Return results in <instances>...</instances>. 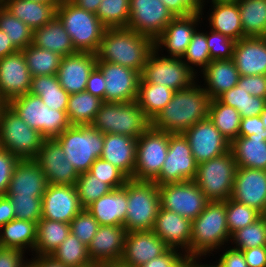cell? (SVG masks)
Here are the masks:
<instances>
[{
  "label": "cell",
  "instance_id": "cell-61",
  "mask_svg": "<svg viewBox=\"0 0 266 267\" xmlns=\"http://www.w3.org/2000/svg\"><path fill=\"white\" fill-rule=\"evenodd\" d=\"M252 134L262 136L266 141V129L259 115L241 119L238 136L248 137Z\"/></svg>",
  "mask_w": 266,
  "mask_h": 267
},
{
  "label": "cell",
  "instance_id": "cell-52",
  "mask_svg": "<svg viewBox=\"0 0 266 267\" xmlns=\"http://www.w3.org/2000/svg\"><path fill=\"white\" fill-rule=\"evenodd\" d=\"M14 207L15 218L38 222L42 218V198L7 196Z\"/></svg>",
  "mask_w": 266,
  "mask_h": 267
},
{
  "label": "cell",
  "instance_id": "cell-73",
  "mask_svg": "<svg viewBox=\"0 0 266 267\" xmlns=\"http://www.w3.org/2000/svg\"><path fill=\"white\" fill-rule=\"evenodd\" d=\"M34 1L56 4L58 6L61 4L63 0H34Z\"/></svg>",
  "mask_w": 266,
  "mask_h": 267
},
{
  "label": "cell",
  "instance_id": "cell-65",
  "mask_svg": "<svg viewBox=\"0 0 266 267\" xmlns=\"http://www.w3.org/2000/svg\"><path fill=\"white\" fill-rule=\"evenodd\" d=\"M161 2L175 17L194 14L181 0H161Z\"/></svg>",
  "mask_w": 266,
  "mask_h": 267
},
{
  "label": "cell",
  "instance_id": "cell-66",
  "mask_svg": "<svg viewBox=\"0 0 266 267\" xmlns=\"http://www.w3.org/2000/svg\"><path fill=\"white\" fill-rule=\"evenodd\" d=\"M17 51L18 49L10 41L7 34L0 29V59Z\"/></svg>",
  "mask_w": 266,
  "mask_h": 267
},
{
  "label": "cell",
  "instance_id": "cell-71",
  "mask_svg": "<svg viewBox=\"0 0 266 267\" xmlns=\"http://www.w3.org/2000/svg\"><path fill=\"white\" fill-rule=\"evenodd\" d=\"M46 267H66L61 263L56 262L52 257L46 256Z\"/></svg>",
  "mask_w": 266,
  "mask_h": 267
},
{
  "label": "cell",
  "instance_id": "cell-69",
  "mask_svg": "<svg viewBox=\"0 0 266 267\" xmlns=\"http://www.w3.org/2000/svg\"><path fill=\"white\" fill-rule=\"evenodd\" d=\"M205 259L206 257H190L188 267H219L215 261L211 263L209 260V263H205Z\"/></svg>",
  "mask_w": 266,
  "mask_h": 267
},
{
  "label": "cell",
  "instance_id": "cell-75",
  "mask_svg": "<svg viewBox=\"0 0 266 267\" xmlns=\"http://www.w3.org/2000/svg\"><path fill=\"white\" fill-rule=\"evenodd\" d=\"M96 267H120L118 265H109V266H96Z\"/></svg>",
  "mask_w": 266,
  "mask_h": 267
},
{
  "label": "cell",
  "instance_id": "cell-17",
  "mask_svg": "<svg viewBox=\"0 0 266 267\" xmlns=\"http://www.w3.org/2000/svg\"><path fill=\"white\" fill-rule=\"evenodd\" d=\"M203 21L201 13L174 17L154 40L155 50L165 57L182 58L193 33L201 27ZM164 51L167 54H162Z\"/></svg>",
  "mask_w": 266,
  "mask_h": 267
},
{
  "label": "cell",
  "instance_id": "cell-56",
  "mask_svg": "<svg viewBox=\"0 0 266 267\" xmlns=\"http://www.w3.org/2000/svg\"><path fill=\"white\" fill-rule=\"evenodd\" d=\"M189 259L186 254L173 248H169L161 256L148 261L141 267H188Z\"/></svg>",
  "mask_w": 266,
  "mask_h": 267
},
{
  "label": "cell",
  "instance_id": "cell-21",
  "mask_svg": "<svg viewBox=\"0 0 266 267\" xmlns=\"http://www.w3.org/2000/svg\"><path fill=\"white\" fill-rule=\"evenodd\" d=\"M124 226L100 225L87 246L89 259L96 266L118 265L126 236Z\"/></svg>",
  "mask_w": 266,
  "mask_h": 267
},
{
  "label": "cell",
  "instance_id": "cell-64",
  "mask_svg": "<svg viewBox=\"0 0 266 267\" xmlns=\"http://www.w3.org/2000/svg\"><path fill=\"white\" fill-rule=\"evenodd\" d=\"M15 218L14 207L6 195H0V228Z\"/></svg>",
  "mask_w": 266,
  "mask_h": 267
},
{
  "label": "cell",
  "instance_id": "cell-40",
  "mask_svg": "<svg viewBox=\"0 0 266 267\" xmlns=\"http://www.w3.org/2000/svg\"><path fill=\"white\" fill-rule=\"evenodd\" d=\"M103 102L86 90L70 94L66 109L70 125H91Z\"/></svg>",
  "mask_w": 266,
  "mask_h": 267
},
{
  "label": "cell",
  "instance_id": "cell-74",
  "mask_svg": "<svg viewBox=\"0 0 266 267\" xmlns=\"http://www.w3.org/2000/svg\"><path fill=\"white\" fill-rule=\"evenodd\" d=\"M259 116L263 122L264 128L266 129V107L264 108V110L261 112Z\"/></svg>",
  "mask_w": 266,
  "mask_h": 267
},
{
  "label": "cell",
  "instance_id": "cell-16",
  "mask_svg": "<svg viewBox=\"0 0 266 267\" xmlns=\"http://www.w3.org/2000/svg\"><path fill=\"white\" fill-rule=\"evenodd\" d=\"M182 134L187 139L197 164L230 151V141L221 134L208 117Z\"/></svg>",
  "mask_w": 266,
  "mask_h": 267
},
{
  "label": "cell",
  "instance_id": "cell-59",
  "mask_svg": "<svg viewBox=\"0 0 266 267\" xmlns=\"http://www.w3.org/2000/svg\"><path fill=\"white\" fill-rule=\"evenodd\" d=\"M219 252L222 253L219 255V259L216 258L215 261L219 267H248L242 251L226 246L216 251L215 254H219Z\"/></svg>",
  "mask_w": 266,
  "mask_h": 267
},
{
  "label": "cell",
  "instance_id": "cell-24",
  "mask_svg": "<svg viewBox=\"0 0 266 267\" xmlns=\"http://www.w3.org/2000/svg\"><path fill=\"white\" fill-rule=\"evenodd\" d=\"M231 199L266 213V170L238 167Z\"/></svg>",
  "mask_w": 266,
  "mask_h": 267
},
{
  "label": "cell",
  "instance_id": "cell-4",
  "mask_svg": "<svg viewBox=\"0 0 266 267\" xmlns=\"http://www.w3.org/2000/svg\"><path fill=\"white\" fill-rule=\"evenodd\" d=\"M56 17L71 37L77 52L96 54L107 28L94 13L80 8L71 0H63L56 8Z\"/></svg>",
  "mask_w": 266,
  "mask_h": 267
},
{
  "label": "cell",
  "instance_id": "cell-23",
  "mask_svg": "<svg viewBox=\"0 0 266 267\" xmlns=\"http://www.w3.org/2000/svg\"><path fill=\"white\" fill-rule=\"evenodd\" d=\"M83 209L75 185H47L42 197V218L69 224Z\"/></svg>",
  "mask_w": 266,
  "mask_h": 267
},
{
  "label": "cell",
  "instance_id": "cell-13",
  "mask_svg": "<svg viewBox=\"0 0 266 267\" xmlns=\"http://www.w3.org/2000/svg\"><path fill=\"white\" fill-rule=\"evenodd\" d=\"M197 165L184 135L169 133L168 153L160 174L153 181L165 185L194 180Z\"/></svg>",
  "mask_w": 266,
  "mask_h": 267
},
{
  "label": "cell",
  "instance_id": "cell-19",
  "mask_svg": "<svg viewBox=\"0 0 266 267\" xmlns=\"http://www.w3.org/2000/svg\"><path fill=\"white\" fill-rule=\"evenodd\" d=\"M46 176L48 184L75 185L79 174L66 159L65 152L55 139H44L34 159Z\"/></svg>",
  "mask_w": 266,
  "mask_h": 267
},
{
  "label": "cell",
  "instance_id": "cell-30",
  "mask_svg": "<svg viewBox=\"0 0 266 267\" xmlns=\"http://www.w3.org/2000/svg\"><path fill=\"white\" fill-rule=\"evenodd\" d=\"M99 225L123 226L127 215V181L100 197L86 208Z\"/></svg>",
  "mask_w": 266,
  "mask_h": 267
},
{
  "label": "cell",
  "instance_id": "cell-10",
  "mask_svg": "<svg viewBox=\"0 0 266 267\" xmlns=\"http://www.w3.org/2000/svg\"><path fill=\"white\" fill-rule=\"evenodd\" d=\"M237 163L231 150L197 165L194 182L209 201H227L231 197Z\"/></svg>",
  "mask_w": 266,
  "mask_h": 267
},
{
  "label": "cell",
  "instance_id": "cell-25",
  "mask_svg": "<svg viewBox=\"0 0 266 267\" xmlns=\"http://www.w3.org/2000/svg\"><path fill=\"white\" fill-rule=\"evenodd\" d=\"M96 66V54L77 52L61 58L56 75L68 94L79 93L86 90L88 78Z\"/></svg>",
  "mask_w": 266,
  "mask_h": 267
},
{
  "label": "cell",
  "instance_id": "cell-55",
  "mask_svg": "<svg viewBox=\"0 0 266 267\" xmlns=\"http://www.w3.org/2000/svg\"><path fill=\"white\" fill-rule=\"evenodd\" d=\"M235 42L233 39L210 28L207 31V45L211 60H231Z\"/></svg>",
  "mask_w": 266,
  "mask_h": 267
},
{
  "label": "cell",
  "instance_id": "cell-35",
  "mask_svg": "<svg viewBox=\"0 0 266 267\" xmlns=\"http://www.w3.org/2000/svg\"><path fill=\"white\" fill-rule=\"evenodd\" d=\"M230 150L237 167L266 170V141L262 136H238L231 142Z\"/></svg>",
  "mask_w": 266,
  "mask_h": 267
},
{
  "label": "cell",
  "instance_id": "cell-70",
  "mask_svg": "<svg viewBox=\"0 0 266 267\" xmlns=\"http://www.w3.org/2000/svg\"><path fill=\"white\" fill-rule=\"evenodd\" d=\"M25 267H46V256H33Z\"/></svg>",
  "mask_w": 266,
  "mask_h": 267
},
{
  "label": "cell",
  "instance_id": "cell-14",
  "mask_svg": "<svg viewBox=\"0 0 266 267\" xmlns=\"http://www.w3.org/2000/svg\"><path fill=\"white\" fill-rule=\"evenodd\" d=\"M161 208L193 221L209 200L193 181L158 185Z\"/></svg>",
  "mask_w": 266,
  "mask_h": 267
},
{
  "label": "cell",
  "instance_id": "cell-49",
  "mask_svg": "<svg viewBox=\"0 0 266 267\" xmlns=\"http://www.w3.org/2000/svg\"><path fill=\"white\" fill-rule=\"evenodd\" d=\"M0 29L7 34L18 50L25 49L32 44L33 31L2 5H0Z\"/></svg>",
  "mask_w": 266,
  "mask_h": 267
},
{
  "label": "cell",
  "instance_id": "cell-50",
  "mask_svg": "<svg viewBox=\"0 0 266 267\" xmlns=\"http://www.w3.org/2000/svg\"><path fill=\"white\" fill-rule=\"evenodd\" d=\"M75 187L80 204L84 209L112 190L107 183L99 180L89 171L79 174Z\"/></svg>",
  "mask_w": 266,
  "mask_h": 267
},
{
  "label": "cell",
  "instance_id": "cell-72",
  "mask_svg": "<svg viewBox=\"0 0 266 267\" xmlns=\"http://www.w3.org/2000/svg\"><path fill=\"white\" fill-rule=\"evenodd\" d=\"M240 0H204V5L209 2L210 5H213V4H218V3H237L239 2Z\"/></svg>",
  "mask_w": 266,
  "mask_h": 267
},
{
  "label": "cell",
  "instance_id": "cell-67",
  "mask_svg": "<svg viewBox=\"0 0 266 267\" xmlns=\"http://www.w3.org/2000/svg\"><path fill=\"white\" fill-rule=\"evenodd\" d=\"M75 5L80 8L96 14L98 7L102 0H71Z\"/></svg>",
  "mask_w": 266,
  "mask_h": 267
},
{
  "label": "cell",
  "instance_id": "cell-37",
  "mask_svg": "<svg viewBox=\"0 0 266 267\" xmlns=\"http://www.w3.org/2000/svg\"><path fill=\"white\" fill-rule=\"evenodd\" d=\"M70 234V224L41 218L32 256H50ZM34 254V255H33Z\"/></svg>",
  "mask_w": 266,
  "mask_h": 267
},
{
  "label": "cell",
  "instance_id": "cell-53",
  "mask_svg": "<svg viewBox=\"0 0 266 267\" xmlns=\"http://www.w3.org/2000/svg\"><path fill=\"white\" fill-rule=\"evenodd\" d=\"M69 224L70 232L86 246L90 244L100 226L98 221L87 209L79 212Z\"/></svg>",
  "mask_w": 266,
  "mask_h": 267
},
{
  "label": "cell",
  "instance_id": "cell-32",
  "mask_svg": "<svg viewBox=\"0 0 266 267\" xmlns=\"http://www.w3.org/2000/svg\"><path fill=\"white\" fill-rule=\"evenodd\" d=\"M1 5L32 31L43 27L56 16V4L34 0H2Z\"/></svg>",
  "mask_w": 266,
  "mask_h": 267
},
{
  "label": "cell",
  "instance_id": "cell-68",
  "mask_svg": "<svg viewBox=\"0 0 266 267\" xmlns=\"http://www.w3.org/2000/svg\"><path fill=\"white\" fill-rule=\"evenodd\" d=\"M193 13L204 15L206 11L204 0H181ZM205 10V11H204Z\"/></svg>",
  "mask_w": 266,
  "mask_h": 267
},
{
  "label": "cell",
  "instance_id": "cell-63",
  "mask_svg": "<svg viewBox=\"0 0 266 267\" xmlns=\"http://www.w3.org/2000/svg\"><path fill=\"white\" fill-rule=\"evenodd\" d=\"M242 253L248 267H266V246L246 249Z\"/></svg>",
  "mask_w": 266,
  "mask_h": 267
},
{
  "label": "cell",
  "instance_id": "cell-48",
  "mask_svg": "<svg viewBox=\"0 0 266 267\" xmlns=\"http://www.w3.org/2000/svg\"><path fill=\"white\" fill-rule=\"evenodd\" d=\"M95 15L106 28L127 27L130 0H102Z\"/></svg>",
  "mask_w": 266,
  "mask_h": 267
},
{
  "label": "cell",
  "instance_id": "cell-45",
  "mask_svg": "<svg viewBox=\"0 0 266 267\" xmlns=\"http://www.w3.org/2000/svg\"><path fill=\"white\" fill-rule=\"evenodd\" d=\"M217 99L238 110L242 118L258 116L266 107V98L252 96L237 85L224 92Z\"/></svg>",
  "mask_w": 266,
  "mask_h": 267
},
{
  "label": "cell",
  "instance_id": "cell-47",
  "mask_svg": "<svg viewBox=\"0 0 266 267\" xmlns=\"http://www.w3.org/2000/svg\"><path fill=\"white\" fill-rule=\"evenodd\" d=\"M231 248L243 251L258 246H266V219L262 215L254 223L235 231L231 235ZM234 245V246H232Z\"/></svg>",
  "mask_w": 266,
  "mask_h": 267
},
{
  "label": "cell",
  "instance_id": "cell-44",
  "mask_svg": "<svg viewBox=\"0 0 266 267\" xmlns=\"http://www.w3.org/2000/svg\"><path fill=\"white\" fill-rule=\"evenodd\" d=\"M50 257L66 267H95L89 259L87 246L71 232Z\"/></svg>",
  "mask_w": 266,
  "mask_h": 267
},
{
  "label": "cell",
  "instance_id": "cell-6",
  "mask_svg": "<svg viewBox=\"0 0 266 267\" xmlns=\"http://www.w3.org/2000/svg\"><path fill=\"white\" fill-rule=\"evenodd\" d=\"M55 139L78 174L88 172L103 152L104 134L92 125H70Z\"/></svg>",
  "mask_w": 266,
  "mask_h": 267
},
{
  "label": "cell",
  "instance_id": "cell-28",
  "mask_svg": "<svg viewBox=\"0 0 266 267\" xmlns=\"http://www.w3.org/2000/svg\"><path fill=\"white\" fill-rule=\"evenodd\" d=\"M232 60L240 76L266 75V37L236 41Z\"/></svg>",
  "mask_w": 266,
  "mask_h": 267
},
{
  "label": "cell",
  "instance_id": "cell-29",
  "mask_svg": "<svg viewBox=\"0 0 266 267\" xmlns=\"http://www.w3.org/2000/svg\"><path fill=\"white\" fill-rule=\"evenodd\" d=\"M137 139L121 134H104L101 159L110 162L128 179H132L136 164Z\"/></svg>",
  "mask_w": 266,
  "mask_h": 267
},
{
  "label": "cell",
  "instance_id": "cell-1",
  "mask_svg": "<svg viewBox=\"0 0 266 267\" xmlns=\"http://www.w3.org/2000/svg\"><path fill=\"white\" fill-rule=\"evenodd\" d=\"M196 81L186 89L175 91L171 101L151 121L155 130L171 134L183 133L208 117L210 97Z\"/></svg>",
  "mask_w": 266,
  "mask_h": 267
},
{
  "label": "cell",
  "instance_id": "cell-39",
  "mask_svg": "<svg viewBox=\"0 0 266 267\" xmlns=\"http://www.w3.org/2000/svg\"><path fill=\"white\" fill-rule=\"evenodd\" d=\"M174 92L162 84H150L140 78L136 101L145 117L151 122L171 101Z\"/></svg>",
  "mask_w": 266,
  "mask_h": 267
},
{
  "label": "cell",
  "instance_id": "cell-20",
  "mask_svg": "<svg viewBox=\"0 0 266 267\" xmlns=\"http://www.w3.org/2000/svg\"><path fill=\"white\" fill-rule=\"evenodd\" d=\"M31 74L21 50L0 59V102L29 93Z\"/></svg>",
  "mask_w": 266,
  "mask_h": 267
},
{
  "label": "cell",
  "instance_id": "cell-31",
  "mask_svg": "<svg viewBox=\"0 0 266 267\" xmlns=\"http://www.w3.org/2000/svg\"><path fill=\"white\" fill-rule=\"evenodd\" d=\"M200 84L210 99H217L224 92L237 85L240 74L233 60H212L200 73ZM204 81V82H203ZM203 82V83H202Z\"/></svg>",
  "mask_w": 266,
  "mask_h": 267
},
{
  "label": "cell",
  "instance_id": "cell-62",
  "mask_svg": "<svg viewBox=\"0 0 266 267\" xmlns=\"http://www.w3.org/2000/svg\"><path fill=\"white\" fill-rule=\"evenodd\" d=\"M105 87L104 75L96 66L88 78L86 91L105 102Z\"/></svg>",
  "mask_w": 266,
  "mask_h": 267
},
{
  "label": "cell",
  "instance_id": "cell-57",
  "mask_svg": "<svg viewBox=\"0 0 266 267\" xmlns=\"http://www.w3.org/2000/svg\"><path fill=\"white\" fill-rule=\"evenodd\" d=\"M19 159L9 151L0 148V195H6L15 165Z\"/></svg>",
  "mask_w": 266,
  "mask_h": 267
},
{
  "label": "cell",
  "instance_id": "cell-36",
  "mask_svg": "<svg viewBox=\"0 0 266 267\" xmlns=\"http://www.w3.org/2000/svg\"><path fill=\"white\" fill-rule=\"evenodd\" d=\"M37 239V223L14 218L0 228V247L33 253ZM31 250V251H30Z\"/></svg>",
  "mask_w": 266,
  "mask_h": 267
},
{
  "label": "cell",
  "instance_id": "cell-9",
  "mask_svg": "<svg viewBox=\"0 0 266 267\" xmlns=\"http://www.w3.org/2000/svg\"><path fill=\"white\" fill-rule=\"evenodd\" d=\"M7 105L45 139L58 137L70 126L66 111L52 110L39 96L27 93L10 100Z\"/></svg>",
  "mask_w": 266,
  "mask_h": 267
},
{
  "label": "cell",
  "instance_id": "cell-46",
  "mask_svg": "<svg viewBox=\"0 0 266 267\" xmlns=\"http://www.w3.org/2000/svg\"><path fill=\"white\" fill-rule=\"evenodd\" d=\"M204 31L201 30V28L200 31L198 28L196 29L183 57L181 58L197 76H199V73H201L212 61L207 45V30Z\"/></svg>",
  "mask_w": 266,
  "mask_h": 267
},
{
  "label": "cell",
  "instance_id": "cell-7",
  "mask_svg": "<svg viewBox=\"0 0 266 267\" xmlns=\"http://www.w3.org/2000/svg\"><path fill=\"white\" fill-rule=\"evenodd\" d=\"M44 137L27 125L7 104L0 106V148L19 160L35 159Z\"/></svg>",
  "mask_w": 266,
  "mask_h": 267
},
{
  "label": "cell",
  "instance_id": "cell-15",
  "mask_svg": "<svg viewBox=\"0 0 266 267\" xmlns=\"http://www.w3.org/2000/svg\"><path fill=\"white\" fill-rule=\"evenodd\" d=\"M174 17L161 0H130L127 28L155 40Z\"/></svg>",
  "mask_w": 266,
  "mask_h": 267
},
{
  "label": "cell",
  "instance_id": "cell-51",
  "mask_svg": "<svg viewBox=\"0 0 266 267\" xmlns=\"http://www.w3.org/2000/svg\"><path fill=\"white\" fill-rule=\"evenodd\" d=\"M262 214L255 208L236 202L229 198L226 201V218L230 235L254 223Z\"/></svg>",
  "mask_w": 266,
  "mask_h": 267
},
{
  "label": "cell",
  "instance_id": "cell-60",
  "mask_svg": "<svg viewBox=\"0 0 266 267\" xmlns=\"http://www.w3.org/2000/svg\"><path fill=\"white\" fill-rule=\"evenodd\" d=\"M25 255L21 250L0 247V267H25L29 261Z\"/></svg>",
  "mask_w": 266,
  "mask_h": 267
},
{
  "label": "cell",
  "instance_id": "cell-3",
  "mask_svg": "<svg viewBox=\"0 0 266 267\" xmlns=\"http://www.w3.org/2000/svg\"><path fill=\"white\" fill-rule=\"evenodd\" d=\"M230 239L226 201H209L192 221L190 248L185 254L188 257H214L213 252L228 246Z\"/></svg>",
  "mask_w": 266,
  "mask_h": 267
},
{
  "label": "cell",
  "instance_id": "cell-22",
  "mask_svg": "<svg viewBox=\"0 0 266 267\" xmlns=\"http://www.w3.org/2000/svg\"><path fill=\"white\" fill-rule=\"evenodd\" d=\"M169 247L152 230L127 232L118 266L141 267L164 254Z\"/></svg>",
  "mask_w": 266,
  "mask_h": 267
},
{
  "label": "cell",
  "instance_id": "cell-11",
  "mask_svg": "<svg viewBox=\"0 0 266 267\" xmlns=\"http://www.w3.org/2000/svg\"><path fill=\"white\" fill-rule=\"evenodd\" d=\"M140 77L144 82L162 84L174 91L186 89L198 81V76L181 58L162 56L155 49L148 56Z\"/></svg>",
  "mask_w": 266,
  "mask_h": 267
},
{
  "label": "cell",
  "instance_id": "cell-34",
  "mask_svg": "<svg viewBox=\"0 0 266 267\" xmlns=\"http://www.w3.org/2000/svg\"><path fill=\"white\" fill-rule=\"evenodd\" d=\"M210 11V13H209ZM206 18L209 22L208 28L222 33L234 41L243 38L240 11L237 3H218L209 6Z\"/></svg>",
  "mask_w": 266,
  "mask_h": 267
},
{
  "label": "cell",
  "instance_id": "cell-41",
  "mask_svg": "<svg viewBox=\"0 0 266 267\" xmlns=\"http://www.w3.org/2000/svg\"><path fill=\"white\" fill-rule=\"evenodd\" d=\"M243 38L266 37V0H240Z\"/></svg>",
  "mask_w": 266,
  "mask_h": 267
},
{
  "label": "cell",
  "instance_id": "cell-38",
  "mask_svg": "<svg viewBox=\"0 0 266 267\" xmlns=\"http://www.w3.org/2000/svg\"><path fill=\"white\" fill-rule=\"evenodd\" d=\"M30 94L39 96L52 110L66 111L68 94L60 85L57 75H41L31 78Z\"/></svg>",
  "mask_w": 266,
  "mask_h": 267
},
{
  "label": "cell",
  "instance_id": "cell-54",
  "mask_svg": "<svg viewBox=\"0 0 266 267\" xmlns=\"http://www.w3.org/2000/svg\"><path fill=\"white\" fill-rule=\"evenodd\" d=\"M89 172L99 180L107 183L112 189L123 187L128 180L118 168L101 158L94 161Z\"/></svg>",
  "mask_w": 266,
  "mask_h": 267
},
{
  "label": "cell",
  "instance_id": "cell-42",
  "mask_svg": "<svg viewBox=\"0 0 266 267\" xmlns=\"http://www.w3.org/2000/svg\"><path fill=\"white\" fill-rule=\"evenodd\" d=\"M208 118L230 143L238 137L242 117L235 108L221 103L218 99H212Z\"/></svg>",
  "mask_w": 266,
  "mask_h": 267
},
{
  "label": "cell",
  "instance_id": "cell-26",
  "mask_svg": "<svg viewBox=\"0 0 266 267\" xmlns=\"http://www.w3.org/2000/svg\"><path fill=\"white\" fill-rule=\"evenodd\" d=\"M152 232L169 248L185 254L190 248L192 221L160 207Z\"/></svg>",
  "mask_w": 266,
  "mask_h": 267
},
{
  "label": "cell",
  "instance_id": "cell-33",
  "mask_svg": "<svg viewBox=\"0 0 266 267\" xmlns=\"http://www.w3.org/2000/svg\"><path fill=\"white\" fill-rule=\"evenodd\" d=\"M32 45L55 52L62 57L77 53L71 37L56 16L43 27L33 30Z\"/></svg>",
  "mask_w": 266,
  "mask_h": 267
},
{
  "label": "cell",
  "instance_id": "cell-8",
  "mask_svg": "<svg viewBox=\"0 0 266 267\" xmlns=\"http://www.w3.org/2000/svg\"><path fill=\"white\" fill-rule=\"evenodd\" d=\"M158 185L154 181L127 180V232L152 230L160 209Z\"/></svg>",
  "mask_w": 266,
  "mask_h": 267
},
{
  "label": "cell",
  "instance_id": "cell-18",
  "mask_svg": "<svg viewBox=\"0 0 266 267\" xmlns=\"http://www.w3.org/2000/svg\"><path fill=\"white\" fill-rule=\"evenodd\" d=\"M104 75L105 102H131L137 100L140 73L114 63L97 61Z\"/></svg>",
  "mask_w": 266,
  "mask_h": 267
},
{
  "label": "cell",
  "instance_id": "cell-2",
  "mask_svg": "<svg viewBox=\"0 0 266 267\" xmlns=\"http://www.w3.org/2000/svg\"><path fill=\"white\" fill-rule=\"evenodd\" d=\"M154 49V40L149 36L127 27L107 28L96 56L97 61L119 64L141 74Z\"/></svg>",
  "mask_w": 266,
  "mask_h": 267
},
{
  "label": "cell",
  "instance_id": "cell-43",
  "mask_svg": "<svg viewBox=\"0 0 266 267\" xmlns=\"http://www.w3.org/2000/svg\"><path fill=\"white\" fill-rule=\"evenodd\" d=\"M31 77L56 75L62 56L32 44L21 50Z\"/></svg>",
  "mask_w": 266,
  "mask_h": 267
},
{
  "label": "cell",
  "instance_id": "cell-27",
  "mask_svg": "<svg viewBox=\"0 0 266 267\" xmlns=\"http://www.w3.org/2000/svg\"><path fill=\"white\" fill-rule=\"evenodd\" d=\"M48 182L34 159L19 160L15 165L6 196L42 198Z\"/></svg>",
  "mask_w": 266,
  "mask_h": 267
},
{
  "label": "cell",
  "instance_id": "cell-12",
  "mask_svg": "<svg viewBox=\"0 0 266 267\" xmlns=\"http://www.w3.org/2000/svg\"><path fill=\"white\" fill-rule=\"evenodd\" d=\"M169 147V133L150 126L137 138L133 180L153 181L162 169Z\"/></svg>",
  "mask_w": 266,
  "mask_h": 267
},
{
  "label": "cell",
  "instance_id": "cell-5",
  "mask_svg": "<svg viewBox=\"0 0 266 267\" xmlns=\"http://www.w3.org/2000/svg\"><path fill=\"white\" fill-rule=\"evenodd\" d=\"M91 125L103 134H121L137 139L151 126V122L134 100L103 102Z\"/></svg>",
  "mask_w": 266,
  "mask_h": 267
},
{
  "label": "cell",
  "instance_id": "cell-58",
  "mask_svg": "<svg viewBox=\"0 0 266 267\" xmlns=\"http://www.w3.org/2000/svg\"><path fill=\"white\" fill-rule=\"evenodd\" d=\"M237 86L252 96L266 98V75L240 76Z\"/></svg>",
  "mask_w": 266,
  "mask_h": 267
}]
</instances>
